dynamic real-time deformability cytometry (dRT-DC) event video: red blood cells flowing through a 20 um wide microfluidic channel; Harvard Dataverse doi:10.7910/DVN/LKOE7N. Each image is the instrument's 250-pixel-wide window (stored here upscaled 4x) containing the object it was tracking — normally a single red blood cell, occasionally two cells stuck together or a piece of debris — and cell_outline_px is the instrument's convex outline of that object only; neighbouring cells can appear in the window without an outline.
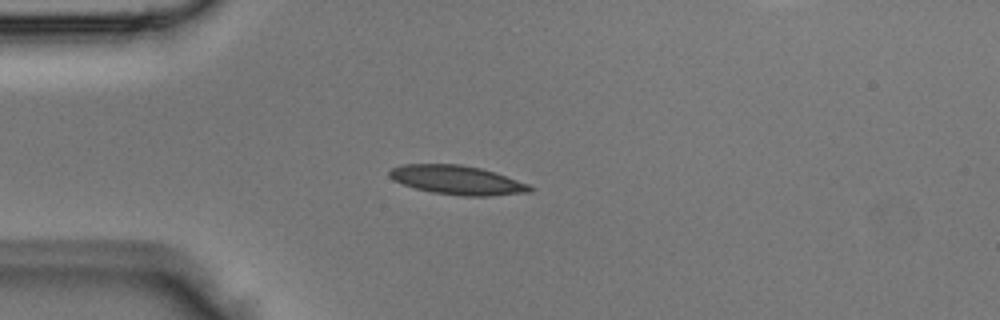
{"species": "Egyptian fruit bat (a non-hibernating species)", "species_latin": "Rousettus aegyptiacus", "temperature_condition": "room temperature", "stored_images_in_passage": 2, "camera_frame_rate_fps": 3000, "um_per_image_px": 0.085, "animal": {"sex": "male"}, "frame": {"image": 1, "passage_image": 2, "time_ms": 0.333, "image_size_px": [1000, 320], "cell_outline_px": [[536, 188], [532, 192], [488, 196], [460, 196], [432, 192], [416, 188], [392, 180], [388, 176], [388, 172], [392, 168], [404, 164], [460, 164], [480, 168], [528, 184]], "centroid_in_image_um": [38.85, 15.31], "position_along_channel_um": 46.2, "area_um2": 23.64}}